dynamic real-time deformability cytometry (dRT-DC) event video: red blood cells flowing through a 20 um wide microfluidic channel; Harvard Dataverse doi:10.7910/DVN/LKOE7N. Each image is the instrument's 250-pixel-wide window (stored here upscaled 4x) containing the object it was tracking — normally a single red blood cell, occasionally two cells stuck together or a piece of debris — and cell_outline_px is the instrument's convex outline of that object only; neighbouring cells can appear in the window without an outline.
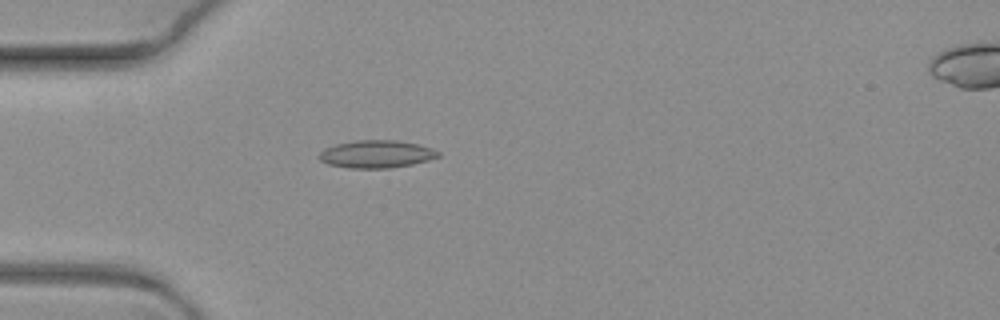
{"species": "common noctule bat (a hibernating species)", "species_latin": "Nyctalus noctula", "temperature_condition": "warm", "stored_images_in_passage": 2, "camera_frame_rate_fps": 3000, "um_per_image_px": 0.085, "animal": {"sex": "female", "body_mass_g": 19.3, "forearm_length_mm": 54.1}, "frame": {"image": 1, "passage_image": 2, "time_ms": 0.333, "image_size_px": [1000, 320], "cell_outline_px": [[440, 156], [428, 160], [412, 164], [388, 168], [348, 168], [328, 164], [320, 160], [316, 156], [324, 148], [336, 144], [356, 140], [396, 140], [416, 144], [432, 148], [440, 152]], "centroid_in_image_um": [31.96, 13.1], "position_along_channel_um": 53.0, "area_um2": 19.19}}